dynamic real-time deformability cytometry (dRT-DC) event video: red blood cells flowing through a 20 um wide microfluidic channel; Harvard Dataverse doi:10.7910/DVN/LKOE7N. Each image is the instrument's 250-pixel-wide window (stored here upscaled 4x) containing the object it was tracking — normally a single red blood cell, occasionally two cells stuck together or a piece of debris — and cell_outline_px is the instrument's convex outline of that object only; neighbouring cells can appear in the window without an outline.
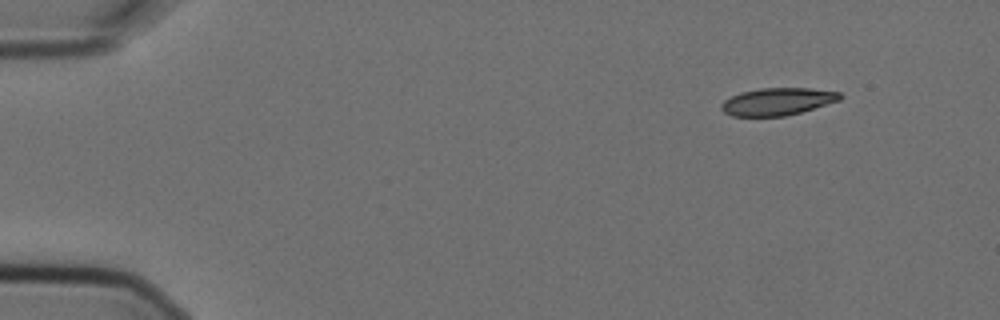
{"species": "Egyptian fruit bat (a non-hibernating species)", "species_latin": "Rousettus aegyptiacus", "temperature_condition": "cold", "stored_images_in_passage": 9, "camera_frame_rate_fps": 3000, "um_per_image_px": 0.085, "animal": {"sex": "female"}, "frame": {"image": 1, "passage_image": 1, "time_ms": 0.0, "image_size_px": [1000, 320], "cell_outline_px": [[844, 96], [840, 100], [800, 112], [784, 116], [732, 116], [724, 112], [720, 108], [720, 104], [724, 100], [740, 92], [760, 88], [808, 88], [840, 92]], "centroid_in_image_um": [66.07, 8.63], "position_along_channel_um": 18.9, "area_um2": 18.9}}
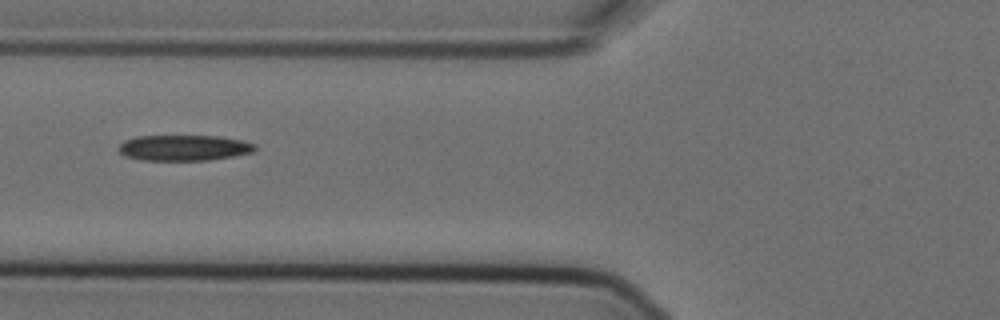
{"frame": {"image": 2, "passage_image": 5, "time_ms": 1.333, "image_size_px": [1000, 320], "cell_outline_px": [[256, 148], [252, 152], [232, 156], [208, 160], [140, 160], [124, 156], [116, 148], [124, 140], [136, 136], [220, 136], [240, 140], [256, 144]], "centroid_in_image_um": [15.58, 12.56], "position_along_channel_um": 110.2, "area_um2": 20.46}}
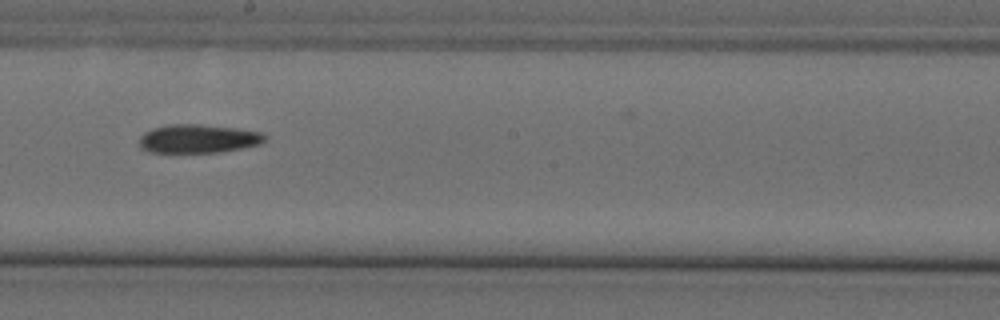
{"frame": {"image": 3, "passage_image": 8, "time_ms": 2.333, "image_size_px": [1000, 320], "cell_outline_px": [[264, 140], [260, 144], [240, 148], [216, 152], [148, 152], [140, 148], [140, 136], [144, 132], [152, 128], [168, 124], [200, 124], [236, 128], [264, 132]], "centroid_in_image_um": [16.81, 11.78], "position_along_channel_um": 231.4, "area_um2": 20.87}}